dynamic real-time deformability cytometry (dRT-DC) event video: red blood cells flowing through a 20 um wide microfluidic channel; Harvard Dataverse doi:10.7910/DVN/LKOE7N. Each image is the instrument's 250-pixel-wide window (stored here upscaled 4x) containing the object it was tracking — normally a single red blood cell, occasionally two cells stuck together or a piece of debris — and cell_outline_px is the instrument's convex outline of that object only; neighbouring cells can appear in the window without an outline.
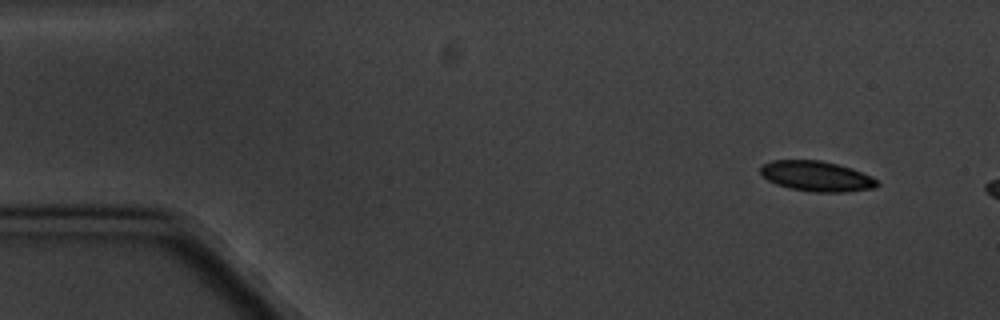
{"species": "common noctule bat (a hibernating species)", "species_latin": "Nyctalus noctula", "temperature_condition": "cold", "stored_images_in_passage": 3, "camera_frame_rate_fps": 3000, "um_per_image_px": 0.085, "animal": {"sex": "male", "body_mass_g": 20.1, "forearm_length_mm": 53.5}, "frame": {"image": 1, "passage_image": 1, "time_ms": 0.0, "image_size_px": [1000, 320], "cell_outline_px": [[880, 184], [876, 188], [844, 192], [812, 192], [788, 188], [776, 184], [768, 180], [760, 172], [760, 168], [764, 164], [772, 160], [820, 160], [852, 168], [872, 176]], "centroid_in_image_um": [69.43, 14.98], "position_along_channel_um": 15.6, "area_um2": 20.63}}